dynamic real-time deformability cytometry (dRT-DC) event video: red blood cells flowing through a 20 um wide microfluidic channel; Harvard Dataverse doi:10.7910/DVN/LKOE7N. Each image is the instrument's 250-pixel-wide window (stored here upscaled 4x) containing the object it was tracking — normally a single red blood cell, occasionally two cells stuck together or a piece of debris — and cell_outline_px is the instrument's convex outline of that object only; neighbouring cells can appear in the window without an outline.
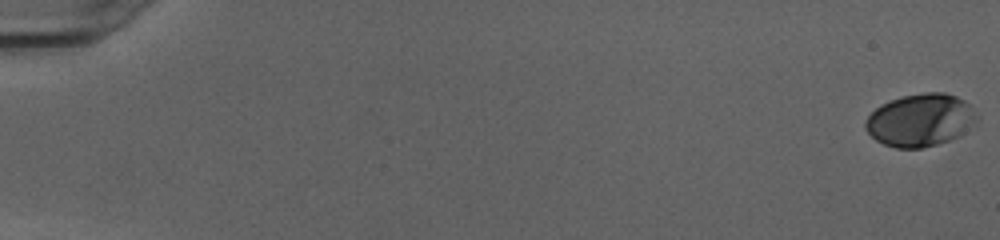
{"species": "human", "species_latin": "Homo sapiens", "temperature_condition": "cold", "stored_images_in_passage": 53, "camera_frame_rate_fps": 3000, "um_per_image_px": 0.085, "donor": {"sex": "female"}, "frame": {"image": 1, "passage_image": 1, "time_ms": 0.0, "image_size_px": [1000, 240], "cell_outline_px": [[976, 120], [960, 136], [936, 144], [920, 148], [896, 148], [884, 144], [876, 140], [864, 128], [864, 120], [880, 104], [900, 96], [924, 92], [944, 92], [956, 96], [964, 100], [968, 104], [976, 116]], "centroid_in_image_um": [78.18, 10.2], "position_along_channel_um": 6.8, "area_um2": 33.99}}
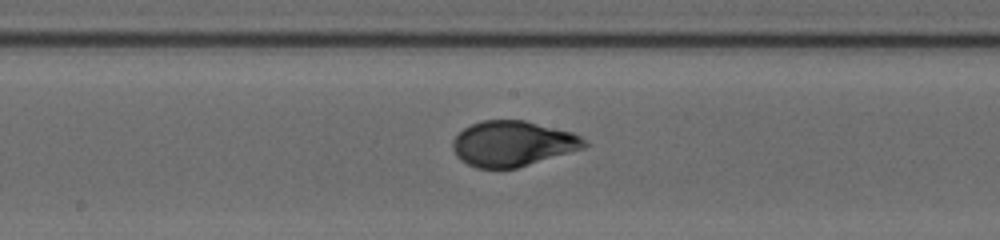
{"frame": {"image": 2, "passage_image": 30, "time_ms": 9.667, "image_size_px": [1000, 240], "cell_outline_px": [[588, 144], [584, 148], [516, 168], [476, 168], [460, 160], [456, 156], [452, 148], [452, 140], [464, 128], [480, 120], [524, 120], [572, 132], [580, 136]], "centroid_in_image_um": [43.55, 12.2], "position_along_channel_um": 204.7, "area_um2": 34.68}}
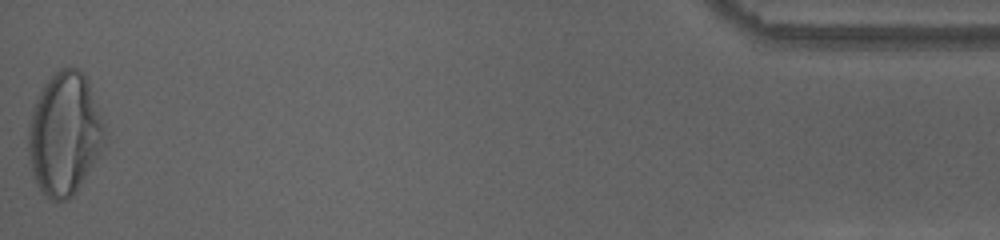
{"frame": {"image": 3, "passage_image": 53, "time_ms": 17.333, "image_size_px": [1000, 240], "cell_outline_px": [[104, 144], [76, 192], [68, 200], [56, 204], [44, 196], [36, 184], [32, 172], [28, 152], [28, 124], [36, 100], [44, 84], [60, 68], [76, 68], [84, 72], [88, 80], [104, 124]], "centroid_in_image_um": [5.46, 11.42], "position_along_channel_um": 429.7, "area_um2": 54.51}, "authors_computed_cell_mechanics": {"area_um2": 34.5644, "velocity_mm_per_s": 4.0212, "shape_relaxation_time_tau1_ms": 3.8383, "shape_relaxation_time_tau2_ms": null, "deformation_change_tau1": 0.1864, "deformation_change_tau2": null}}